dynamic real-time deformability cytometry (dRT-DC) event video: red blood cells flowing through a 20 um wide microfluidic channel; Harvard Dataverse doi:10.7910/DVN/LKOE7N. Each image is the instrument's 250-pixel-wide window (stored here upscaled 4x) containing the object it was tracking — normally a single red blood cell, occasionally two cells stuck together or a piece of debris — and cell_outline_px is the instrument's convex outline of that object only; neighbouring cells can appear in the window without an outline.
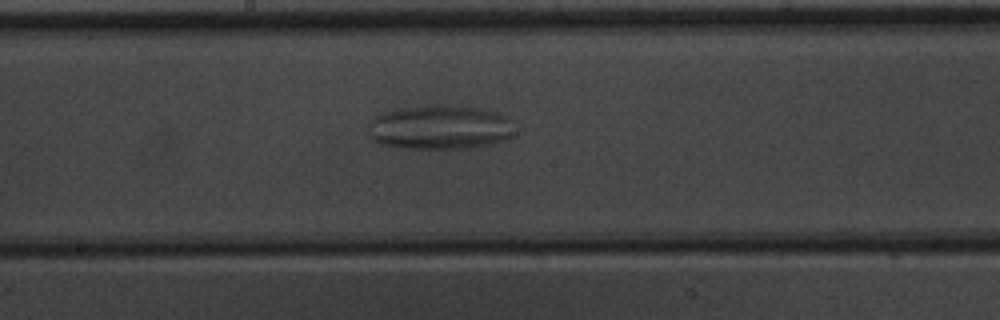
{"species": "common noctule bat (a hibernating species)", "species_latin": "Nyctalus noctula", "temperature_condition": "warm", "stored_images_in_passage": 54, "camera_frame_rate_fps": 3000, "um_per_image_px": 0.085, "animal": {"sex": "male", "body_mass_g": 20.1, "forearm_length_mm": 53.5}, "frame": {"image": 1, "passage_image": 30, "time_ms": 9.667, "image_size_px": [1000, 320], "cell_outline_px": [[512, 136], [504, 140], [464, 148], [404, 148], [380, 144], [372, 140], [368, 132], [368, 120], [380, 112], [396, 108], [428, 104], [452, 104], [480, 108], [496, 112], [504, 116], [508, 120]], "centroid_in_image_um": [37.25, 10.78], "position_along_channel_um": 211.0, "area_um2": 38.03}}